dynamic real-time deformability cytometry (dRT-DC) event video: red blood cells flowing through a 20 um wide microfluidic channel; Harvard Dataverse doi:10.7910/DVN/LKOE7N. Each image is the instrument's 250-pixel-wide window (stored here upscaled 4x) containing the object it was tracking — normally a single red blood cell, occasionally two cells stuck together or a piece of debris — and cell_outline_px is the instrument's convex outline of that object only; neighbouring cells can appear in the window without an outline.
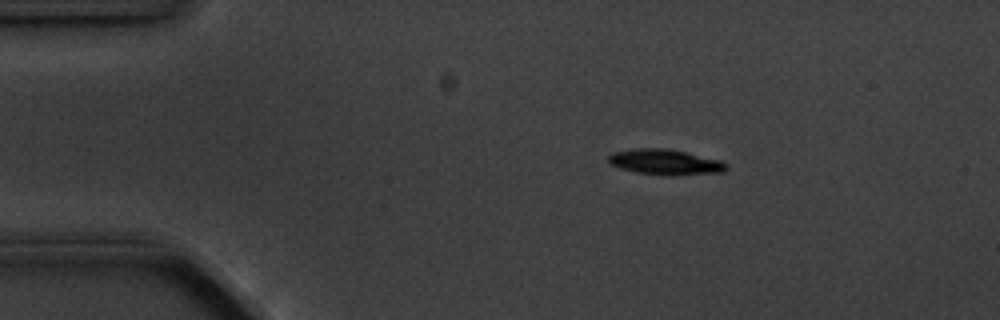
{"species": "common noctule bat (a hibernating species)", "species_latin": "Nyctalus noctula", "temperature_condition": "cold", "stored_images_in_passage": 5, "segment_of_instrument_passage": [1, 2], "camera_frame_rate_fps": 3000, "um_per_image_px": 0.085, "animal": {"sex": "male", "body_mass_g": 20.1, "forearm_length_mm": 53.5}, "frame": {"image": 1, "passage_image": 2, "time_ms": 1.333, "image_size_px": [1000, 320], "cell_outline_px": [[728, 168], [724, 172], [636, 172], [620, 168], [612, 164], [608, 160], [608, 156], [612, 152], [636, 148], [664, 148], [684, 152], [720, 160], [728, 164]], "centroid_in_image_um": [56.48, 13.71], "position_along_channel_um": 28.5, "area_um2": 16.18}}